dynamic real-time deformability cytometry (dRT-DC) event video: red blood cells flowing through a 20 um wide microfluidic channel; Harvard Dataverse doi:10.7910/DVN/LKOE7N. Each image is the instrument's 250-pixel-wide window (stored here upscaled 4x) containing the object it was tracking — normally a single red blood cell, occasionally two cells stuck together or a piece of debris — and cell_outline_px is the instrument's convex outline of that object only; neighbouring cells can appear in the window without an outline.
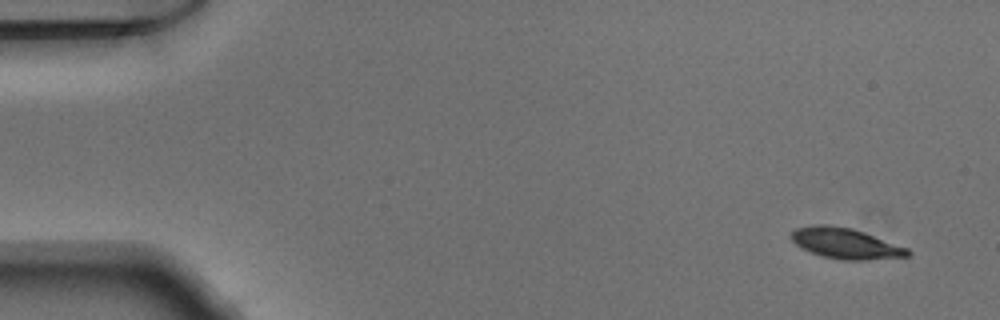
{"species": "Egyptian fruit bat (a non-hibernating species)", "species_latin": "Rousettus aegyptiacus", "temperature_condition": "warm", "stored_images_in_passage": 49, "camera_frame_rate_fps": 3000, "um_per_image_px": 0.085, "animal": {"sex": "male"}, "frame": {"image": 1, "passage_image": 1, "time_ms": 0.0, "image_size_px": [1000, 320], "cell_outline_px": [[912, 252], [908, 256], [864, 260], [844, 260], [820, 256], [796, 244], [788, 236], [796, 228], [816, 224], [828, 224], [852, 228], [864, 232], [908, 248]], "centroid_in_image_um": [71.86, 20.68], "position_along_channel_um": 13.1, "area_um2": 20.75}}
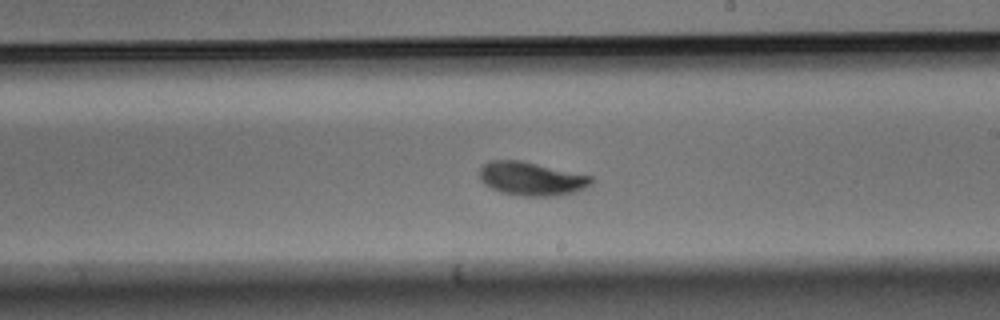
{"frame": {"image": 2, "passage_image": 28, "time_ms": 9.0, "image_size_px": [1000, 320], "cell_outline_px": [[596, 180], [592, 184], [576, 192], [552, 196], [520, 196], [500, 192], [484, 184], [480, 180], [480, 168], [488, 160], [520, 160], [592, 176]], "centroid_in_image_um": [45.18, 15.19], "position_along_channel_um": 243.8, "area_um2": 21.96}}
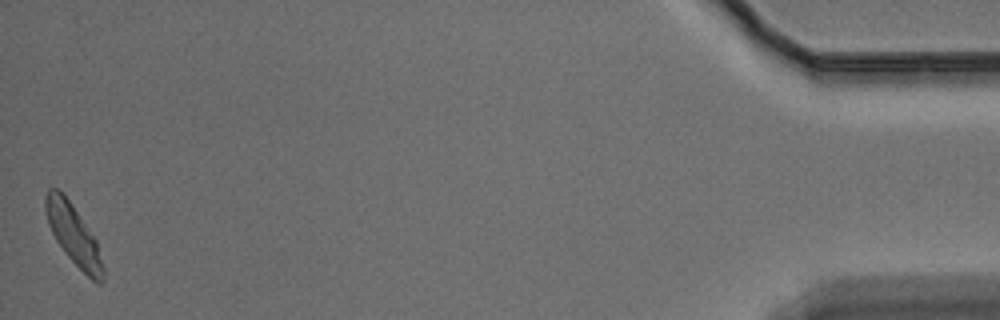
{"frame": {"image": 3, "passage_image": 49, "time_ms": 16.0, "image_size_px": [1000, 320], "cell_outline_px": [[104, 280], [100, 284], [96, 284], [64, 252], [56, 240], [48, 224], [44, 208], [44, 196], [48, 188], [56, 188], [68, 200], [96, 240], [104, 268]], "centroid_in_image_um": [6.23, 19.98], "position_along_channel_um": 429.0, "area_um2": 19.77}}